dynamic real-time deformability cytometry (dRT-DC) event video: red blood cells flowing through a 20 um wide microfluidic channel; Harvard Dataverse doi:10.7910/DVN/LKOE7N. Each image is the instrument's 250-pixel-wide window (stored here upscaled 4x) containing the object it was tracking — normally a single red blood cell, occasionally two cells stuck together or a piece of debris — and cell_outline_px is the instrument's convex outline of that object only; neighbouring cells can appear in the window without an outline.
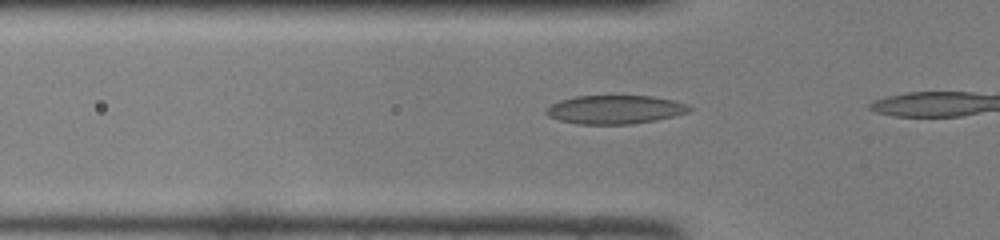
{"species": "common noctule bat (a hibernating species)", "species_latin": "Nyctalus noctula", "temperature_condition": "room temperature", "stored_images_in_passage": 5, "camera_frame_rate_fps": 3000, "um_per_image_px": 0.085, "animal": {"sex": "female", "body_mass_g": 22.0, "forearm_length_mm": 56.7}, "frame": {"image": 1, "passage_image": 3, "time_ms": 0.667, "image_size_px": [1000, 240], "cell_outline_px": [[692, 108], [688, 112], [656, 120], [632, 124], [576, 124], [560, 120], [548, 116], [544, 112], [544, 108], [560, 100], [576, 96], [652, 96], [672, 100], [688, 104]], "centroid_in_image_um": [52.24, 9.31], "position_along_channel_um": 73.6, "area_um2": 23.87}}